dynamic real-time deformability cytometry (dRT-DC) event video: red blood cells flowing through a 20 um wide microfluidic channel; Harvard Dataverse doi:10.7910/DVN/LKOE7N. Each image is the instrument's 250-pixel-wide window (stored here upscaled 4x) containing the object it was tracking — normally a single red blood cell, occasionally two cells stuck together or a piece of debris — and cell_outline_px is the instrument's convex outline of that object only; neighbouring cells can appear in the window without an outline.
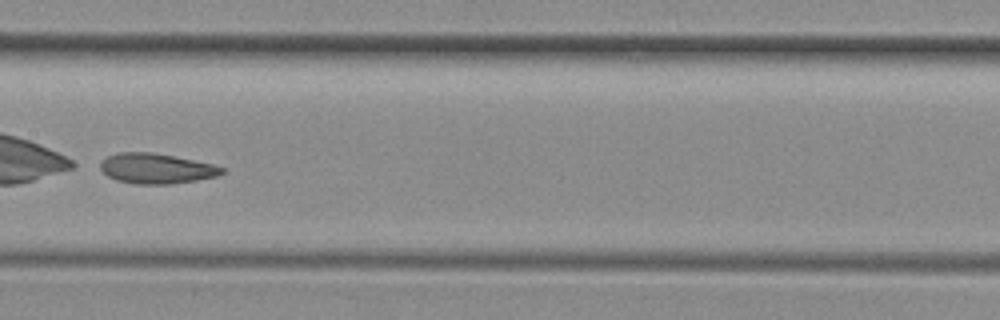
{"species": "common noctule bat (a hibernating species)", "species_latin": "Nyctalus noctula", "temperature_condition": "room temperature", "stored_images_in_passage": 37, "camera_frame_rate_fps": 3000, "um_per_image_px": 0.085, "animal": {"sex": "female", "body_mass_g": 29.2, "forearm_length_mm": 56.3}, "frame": {"image": 1, "passage_image": 16, "time_ms": 5.0, "image_size_px": [1000, 320], "cell_outline_px": [[224, 172], [216, 176], [196, 180], [172, 184], [136, 184], [116, 180], [108, 176], [100, 168], [100, 164], [108, 156], [120, 152], [152, 152], [212, 164], [224, 168]], "centroid_in_image_um": [13.27, 14.33], "position_along_channel_um": 194.1, "area_um2": 21.1}}
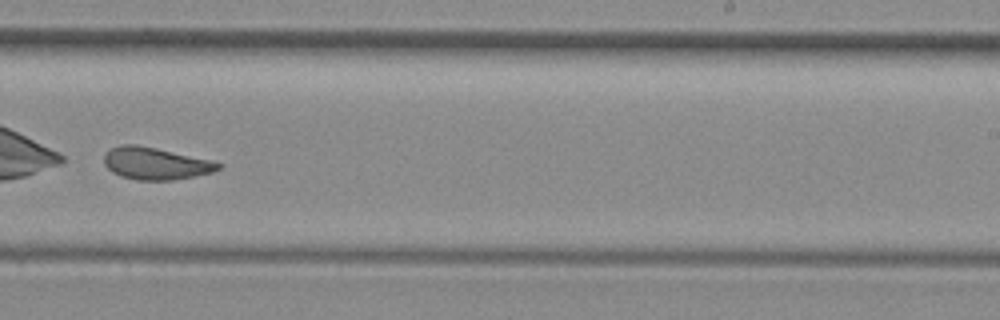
{"frame": {"image": 2, "passage_image": 22, "time_ms": 7.0, "image_size_px": [1000, 320], "cell_outline_px": [[220, 168], [212, 172], [172, 180], [136, 180], [120, 176], [112, 172], [104, 164], [104, 152], [120, 144], [136, 144], [156, 148], [212, 160], [220, 164]], "centroid_in_image_um": [13.17, 13.89], "position_along_channel_um": 275.8, "area_um2": 21.33}}